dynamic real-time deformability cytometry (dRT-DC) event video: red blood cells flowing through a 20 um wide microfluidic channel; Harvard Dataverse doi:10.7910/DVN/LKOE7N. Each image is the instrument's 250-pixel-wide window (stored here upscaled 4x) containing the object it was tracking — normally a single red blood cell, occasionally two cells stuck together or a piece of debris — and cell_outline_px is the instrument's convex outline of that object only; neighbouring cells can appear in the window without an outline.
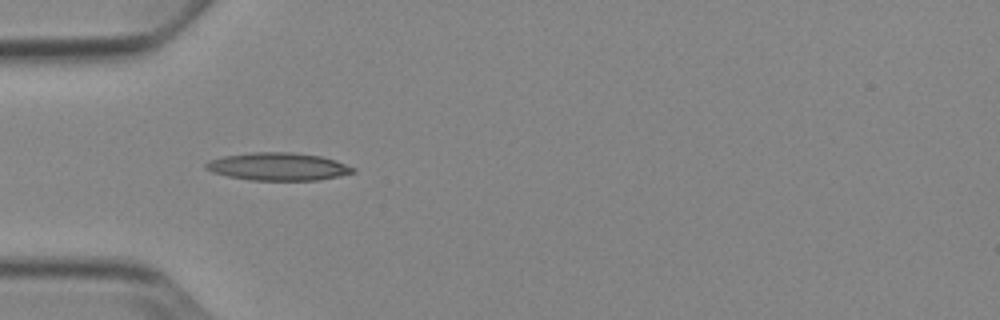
{"species": "Egyptian fruit bat (a non-hibernating species)", "species_latin": "Rousettus aegyptiacus", "temperature_condition": "cold", "stored_images_in_passage": 11, "camera_frame_rate_fps": 3000, "um_per_image_px": 0.085, "animal": {"sex": "female"}, "frame": {"image": 1, "passage_image": 4, "time_ms": 1.0, "image_size_px": [1000, 320], "cell_outline_px": [[356, 172], [340, 176], [320, 180], [252, 180], [228, 176], [212, 172], [204, 168], [204, 164], [208, 160], [224, 156], [252, 152], [292, 152], [320, 156], [336, 160], [356, 168]], "centroid_in_image_um": [23.65, 14.16], "position_along_channel_um": 61.3, "area_um2": 23.93}}